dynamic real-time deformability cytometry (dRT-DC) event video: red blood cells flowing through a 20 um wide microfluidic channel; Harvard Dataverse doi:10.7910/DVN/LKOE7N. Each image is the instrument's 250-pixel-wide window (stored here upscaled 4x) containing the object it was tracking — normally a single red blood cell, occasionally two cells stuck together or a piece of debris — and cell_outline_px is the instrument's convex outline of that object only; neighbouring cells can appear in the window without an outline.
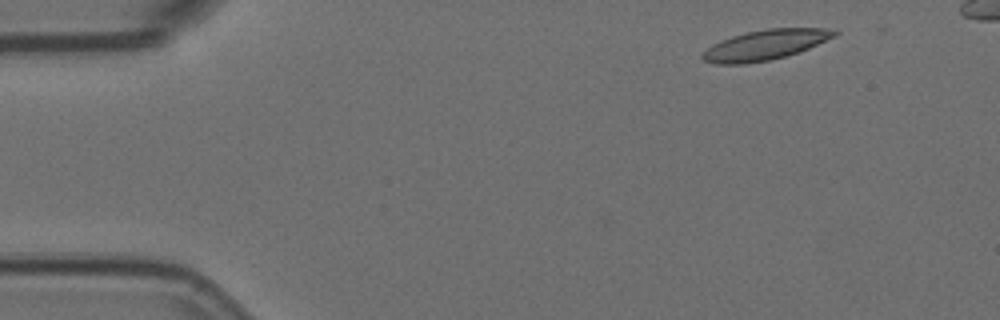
{"species": "Egyptian fruit bat (a non-hibernating species)", "species_latin": "Rousettus aegyptiacus", "temperature_condition": "room temperature", "stored_images_in_passage": 4, "camera_frame_rate_fps": 3000, "um_per_image_px": 0.085, "animal": {"sex": "female"}, "frame": {"image": 1, "passage_image": 1, "time_ms": 0.0, "image_size_px": [1000, 320], "cell_outline_px": [[840, 32], [836, 36], [800, 52], [788, 56], [768, 60], [744, 64], [716, 64], [704, 60], [700, 56], [700, 52], [712, 44], [720, 40], [732, 36], [748, 32], [768, 28], [836, 28]], "centroid_in_image_um": [65.06, 3.81], "position_along_channel_um": 19.9, "area_um2": 23.47}}